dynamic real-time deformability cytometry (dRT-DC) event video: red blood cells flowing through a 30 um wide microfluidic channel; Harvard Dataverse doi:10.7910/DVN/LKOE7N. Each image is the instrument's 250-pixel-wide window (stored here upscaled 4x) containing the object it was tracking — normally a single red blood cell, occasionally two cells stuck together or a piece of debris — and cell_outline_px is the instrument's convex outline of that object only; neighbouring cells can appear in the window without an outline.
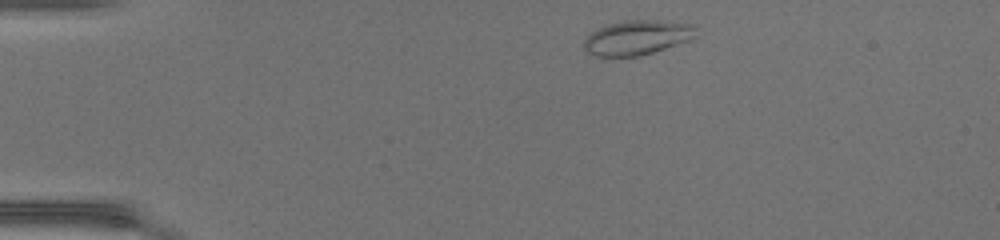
{"species": "common noctule bat (a hibernating species)", "species_latin": "Nyctalus noctula", "temperature_condition": "warm", "stored_images_in_passage": 41, "camera_frame_rate_fps": 3000, "um_per_image_px": 0.085, "animal": {"sex": "female", "body_mass_g": 17.0, "forearm_length_mm": 48.0}, "frame": {"image": 1, "passage_image": 2, "time_ms": 0.333, "image_size_px": [1000, 240], "cell_outline_px": [[696, 36], [692, 40], [640, 56], [596, 56], [588, 52], [584, 48], [584, 40], [592, 32], [608, 24], [624, 20], [656, 20], [692, 24], [696, 28]], "centroid_in_image_um": [54.19, 3.19], "position_along_channel_um": 30.8, "area_um2": 22.54}}
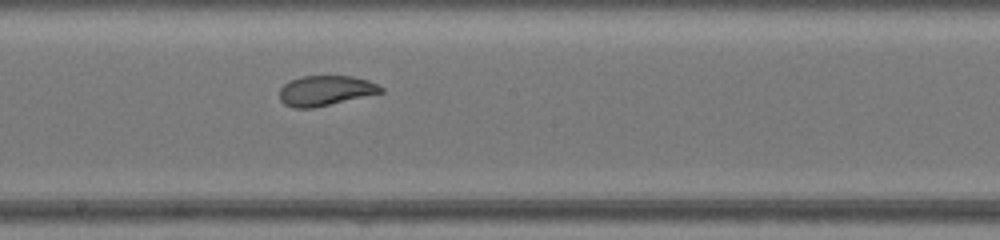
{"frame": {"image": 2, "passage_image": 20, "time_ms": 6.333, "image_size_px": [1000, 240], "cell_outline_px": [[384, 92], [312, 108], [296, 108], [284, 104], [280, 100], [280, 88], [288, 80], [300, 76], [352, 76], [368, 80], [384, 88]], "centroid_in_image_um": [27.65, 7.69], "position_along_channel_um": 220.6, "area_um2": 17.74}}
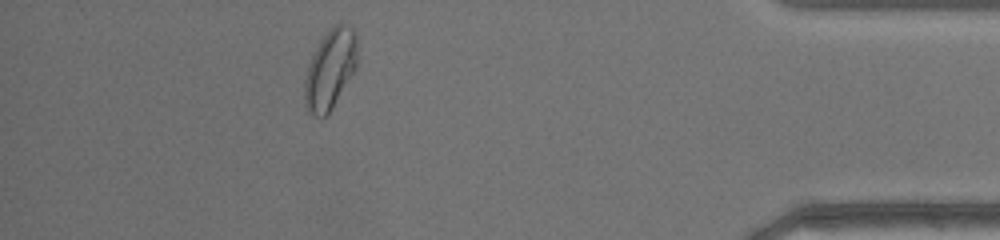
{"frame": {"image": 3, "passage_image": 36, "time_ms": 11.667, "image_size_px": [1000, 240], "cell_outline_px": [[356, 68], [332, 108], [324, 116], [316, 116], [308, 112], [304, 104], [304, 80], [312, 56], [320, 40], [336, 24], [344, 24], [352, 28], [356, 36]], "centroid_in_image_um": [28.05, 5.91], "position_along_channel_um": 407.2, "area_um2": 23.93}, "authors_computed_cell_mechanics": {"area_um2": 20.808, "velocity_mm_per_s": 4.3434, "shape_relaxation_time_tau1_ms": 5.9787, "shape_relaxation_time_tau2_ms": 0.8724, "deformation_change_tau1": 0.1654, "deformation_change_tau2": 0.0436}}